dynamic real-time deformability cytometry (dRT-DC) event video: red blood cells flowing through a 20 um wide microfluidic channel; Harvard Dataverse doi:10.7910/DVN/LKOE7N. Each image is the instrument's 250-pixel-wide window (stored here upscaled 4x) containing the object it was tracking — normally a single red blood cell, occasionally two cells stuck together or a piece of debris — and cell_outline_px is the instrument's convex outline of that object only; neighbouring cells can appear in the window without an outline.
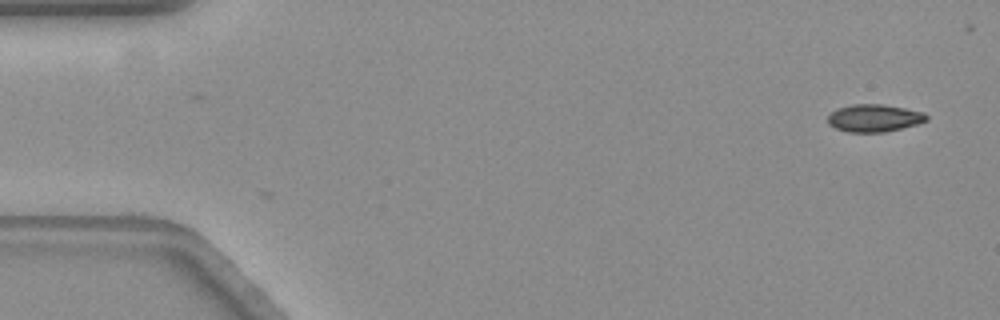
{"species": "common noctule bat (a hibernating species)", "species_latin": "Nyctalus noctula", "temperature_condition": "warm", "stored_images_in_passage": 34, "camera_frame_rate_fps": 3000, "um_per_image_px": 0.085, "animal": {"sex": "female", "body_mass_g": 19.3, "forearm_length_mm": 54.1}, "frame": {"image": 1, "passage_image": 1, "time_ms": 0.0, "image_size_px": [1000, 320], "cell_outline_px": [[928, 120], [916, 124], [884, 132], [848, 132], [836, 128], [828, 124], [828, 116], [836, 108], [852, 104], [884, 104], [924, 112], [928, 116]], "centroid_in_image_um": [74.29, 10.02], "position_along_channel_um": 10.7, "area_um2": 15.78}}
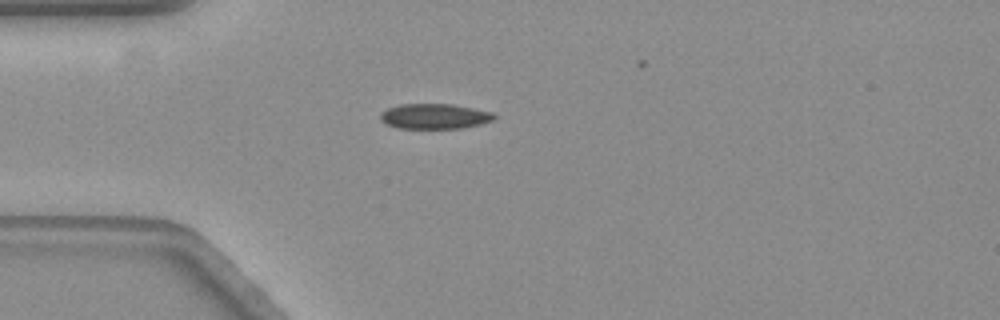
{"frame": {"image": 2, "passage_image": 14, "time_ms": 4.333, "image_size_px": [1000, 320], "cell_outline_px": [[496, 116], [492, 120], [480, 124], [460, 128], [400, 128], [388, 124], [380, 120], [380, 112], [388, 108], [400, 104], [452, 104], [492, 112]], "centroid_in_image_um": [36.91, 9.88], "position_along_channel_um": 48.1, "area_um2": 16.53}}
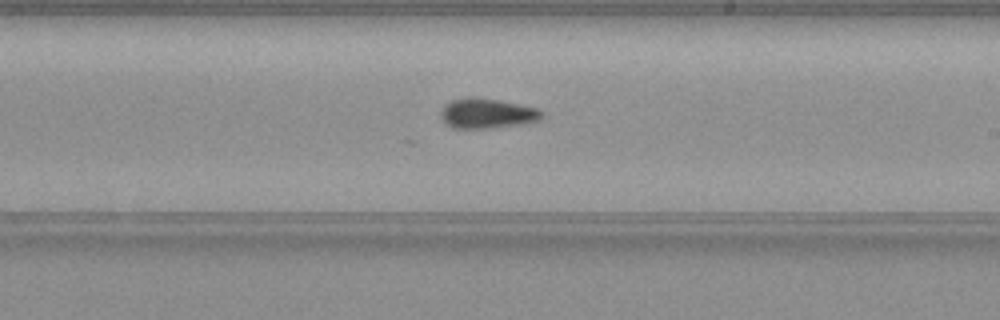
{"frame": {"image": 3, "passage_image": 32, "time_ms": 10.333, "image_size_px": [1000, 320], "cell_outline_px": [[544, 116], [540, 120], [524, 124], [488, 128], [452, 128], [444, 124], [440, 116], [440, 112], [444, 104], [452, 100], [464, 96], [476, 96], [500, 100], [536, 108], [544, 112]], "centroid_in_image_um": [41.37, 9.63], "position_along_channel_um": 247.6, "area_um2": 18.09}}